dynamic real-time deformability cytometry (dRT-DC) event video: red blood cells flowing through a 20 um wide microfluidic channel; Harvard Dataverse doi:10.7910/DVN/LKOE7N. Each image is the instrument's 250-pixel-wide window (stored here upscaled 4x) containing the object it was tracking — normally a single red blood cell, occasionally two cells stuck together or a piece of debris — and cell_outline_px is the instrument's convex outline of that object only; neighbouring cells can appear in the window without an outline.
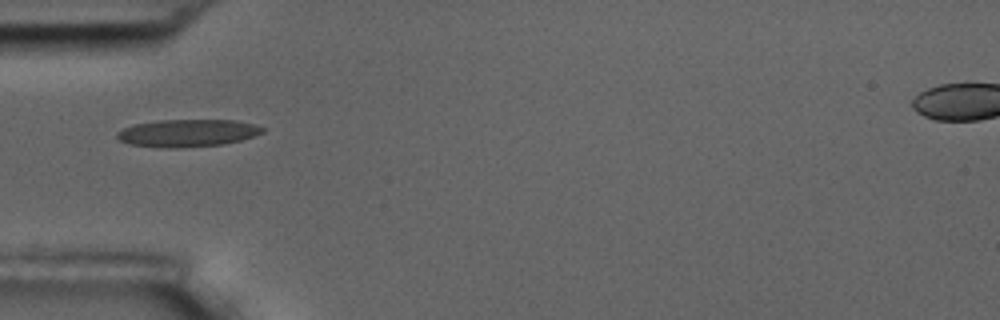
{"species": "common noctule bat (a hibernating species)", "species_latin": "Nyctalus noctula", "temperature_condition": "room temperature", "stored_images_in_passage": 2, "camera_frame_rate_fps": 3000, "um_per_image_px": 0.085, "animal": {"sex": "male", "body_mass_g": 17.5, "forearm_length_mm": 52.3}, "frame": {"image": 1, "passage_image": 1, "time_ms": 0.0, "image_size_px": [1000, 320], "cell_outline_px": [[264, 132], [240, 140], [224, 144], [176, 148], [160, 148], [128, 144], [120, 140], [116, 136], [116, 132], [132, 124], [156, 120], [236, 120], [252, 124], [264, 128]], "centroid_in_image_um": [15.87, 11.31], "position_along_channel_um": 69.1, "area_um2": 23.35}}